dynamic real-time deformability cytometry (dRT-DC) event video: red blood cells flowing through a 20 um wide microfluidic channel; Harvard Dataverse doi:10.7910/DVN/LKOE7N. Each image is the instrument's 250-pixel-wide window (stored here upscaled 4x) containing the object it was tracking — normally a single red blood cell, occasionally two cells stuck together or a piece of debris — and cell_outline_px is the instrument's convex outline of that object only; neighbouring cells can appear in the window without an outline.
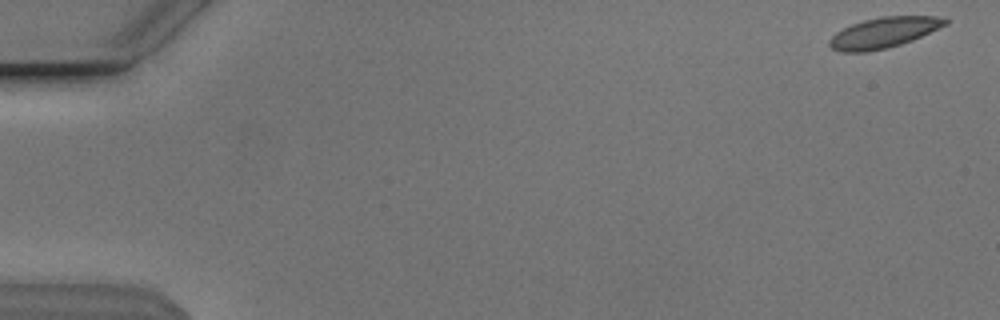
{"species": "Egyptian fruit bat (a non-hibernating species)", "species_latin": "Rousettus aegyptiacus", "temperature_condition": "cold", "stored_images_in_passage": 54, "camera_frame_rate_fps": 3000, "um_per_image_px": 0.085, "animal": {"sex": "male"}, "frame": {"image": 1, "passage_image": 1, "time_ms": 0.0, "image_size_px": [1000, 320], "cell_outline_px": [[948, 24], [912, 40], [900, 44], [884, 48], [864, 52], [844, 52], [832, 48], [828, 44], [828, 40], [836, 32], [852, 24], [864, 20], [880, 16], [936, 16], [948, 20]], "centroid_in_image_um": [75.1, 2.76], "position_along_channel_um": 9.9, "area_um2": 20.35}}
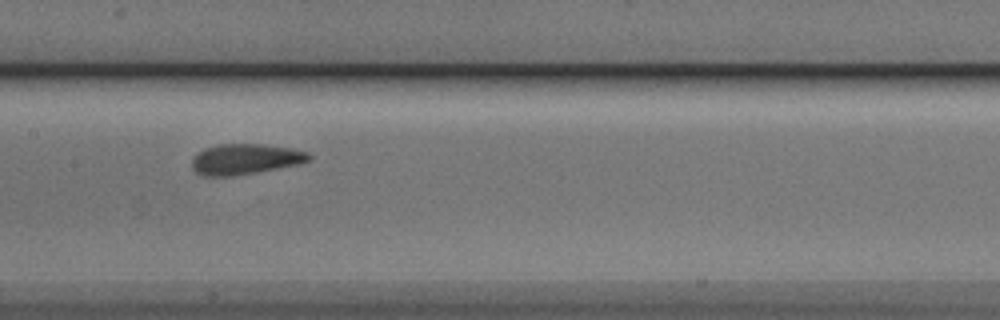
{"frame": {"image": 2, "passage_image": 27, "time_ms": 8.667, "image_size_px": [1000, 320], "cell_outline_px": [[312, 160], [300, 164], [256, 172], [232, 176], [204, 176], [196, 172], [192, 168], [192, 160], [204, 148], [220, 144], [264, 144], [288, 148], [308, 152], [312, 156]], "centroid_in_image_um": [20.87, 13.53], "position_along_channel_um": 186.5, "area_um2": 20.75}}
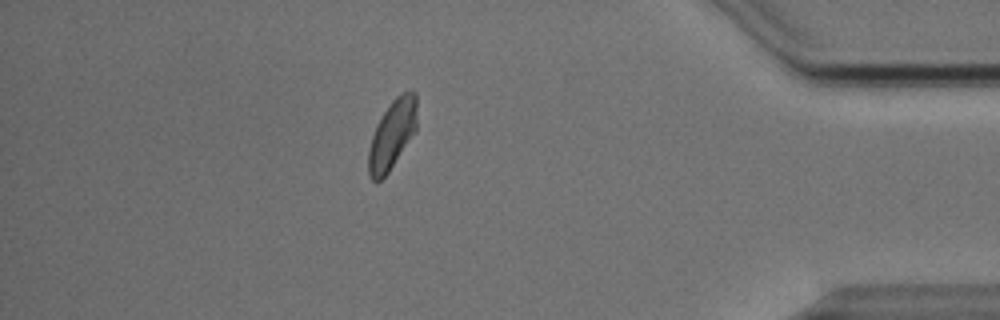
{"frame": {"image": 3, "passage_image": 47, "time_ms": 15.333, "image_size_px": [1000, 320], "cell_outline_px": [[416, 132], [388, 172], [376, 184], [372, 180], [368, 172], [368, 148], [376, 124], [392, 100], [400, 92], [416, 92]], "centroid_in_image_um": [33.32, 11.45], "position_along_channel_um": 401.9, "area_um2": 19.54}, "authors_computed_cell_mechanics": {"area_um2": 20.6057, "velocity_mm_per_s": 3.8077, "shape_relaxation_time_tau1_ms": 2.3461, "shape_relaxation_time_tau2_ms": 1.0711, "deformation_change_tau1": 0.0928, "deformation_change_tau2": 0.0628}}